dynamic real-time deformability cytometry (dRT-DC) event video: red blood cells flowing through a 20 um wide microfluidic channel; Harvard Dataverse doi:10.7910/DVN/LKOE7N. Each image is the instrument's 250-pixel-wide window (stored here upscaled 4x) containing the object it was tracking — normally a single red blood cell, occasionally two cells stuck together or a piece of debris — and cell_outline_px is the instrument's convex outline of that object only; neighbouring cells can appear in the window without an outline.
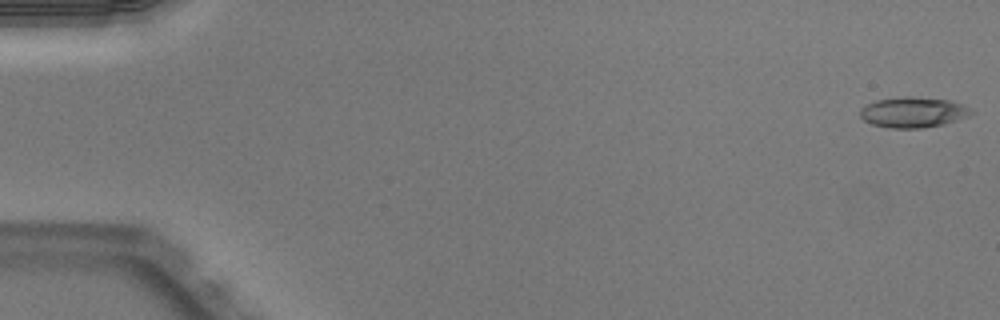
{"species": "Egyptian fruit bat (a non-hibernating species)", "species_latin": "Rousettus aegyptiacus", "temperature_condition": "warm", "stored_images_in_passage": 49, "camera_frame_rate_fps": 3000, "um_per_image_px": 0.085, "animal": {"sex": "male"}, "frame": {"image": 1, "passage_image": 1, "time_ms": 0.0, "image_size_px": [1000, 320], "cell_outline_px": [[976, 112], [968, 116], [944, 124], [920, 128], [888, 128], [872, 124], [864, 120], [860, 116], [860, 108], [876, 100], [908, 96], [912, 96], [948, 100], [960, 104]], "centroid_in_image_um": [77.6, 9.55], "position_along_channel_um": 7.4, "area_um2": 19.59}}
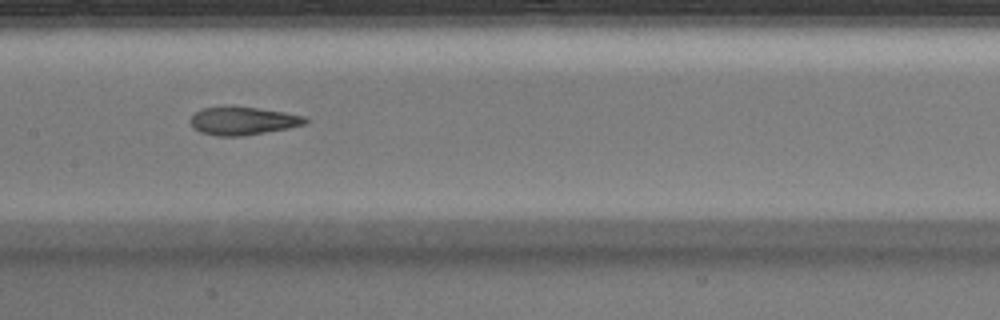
{"frame": {"image": 2, "passage_image": 26, "time_ms": 8.333, "image_size_px": [1000, 320], "cell_outline_px": [[308, 120], [304, 124], [288, 128], [244, 136], [216, 136], [200, 132], [192, 124], [192, 116], [200, 108], [256, 108], [284, 112], [304, 116]], "centroid_in_image_um": [20.67, 10.3], "position_along_channel_um": 186.7, "area_um2": 18.15}}
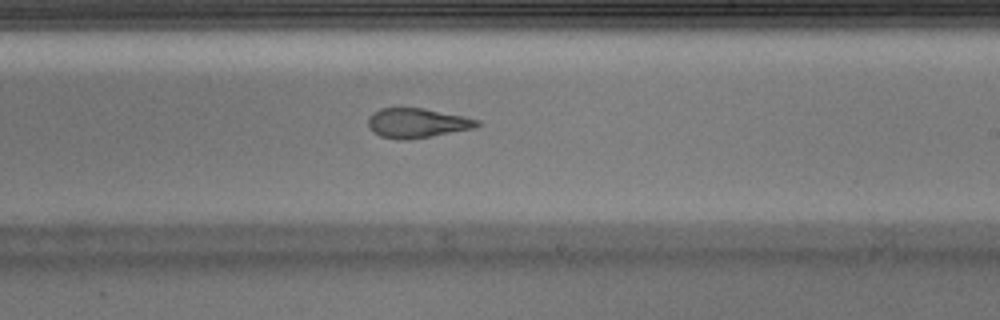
{"frame": {"image": 3, "passage_image": 31, "time_ms": 10.0, "image_size_px": [1000, 320], "cell_outline_px": [[480, 124], [476, 128], [404, 140], [380, 136], [372, 132], [368, 124], [368, 116], [372, 112], [380, 108], [424, 108], [464, 116], [480, 120]], "centroid_in_image_um": [35.44, 10.44], "position_along_channel_um": 253.6, "area_um2": 18.73}}